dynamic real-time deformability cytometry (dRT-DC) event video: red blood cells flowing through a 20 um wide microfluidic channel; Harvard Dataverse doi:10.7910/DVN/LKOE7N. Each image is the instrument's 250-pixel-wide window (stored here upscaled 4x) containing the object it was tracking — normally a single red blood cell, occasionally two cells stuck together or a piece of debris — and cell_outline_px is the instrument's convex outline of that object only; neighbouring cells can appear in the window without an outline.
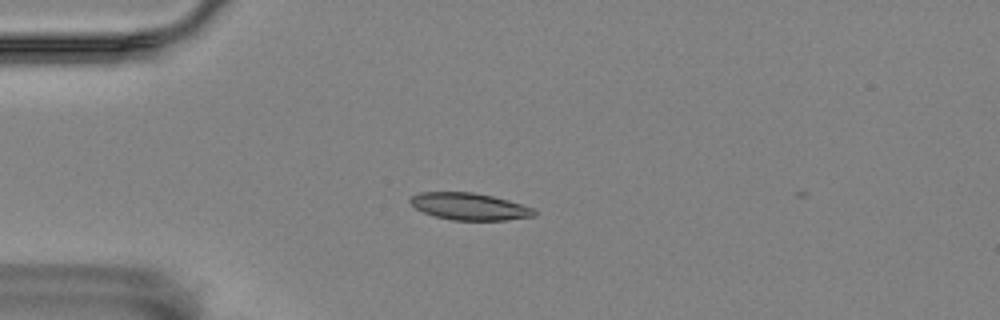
{"species": "Egyptian fruit bat (a non-hibernating species)", "species_latin": "Rousettus aegyptiacus", "temperature_condition": "room temperature", "stored_images_in_passage": 5, "camera_frame_rate_fps": 3000, "um_per_image_px": 0.085, "animal": {"sex": "female"}, "frame": {"image": 1, "passage_image": 4, "time_ms": 1.0, "image_size_px": [1000, 320], "cell_outline_px": [[536, 216], [504, 220], [452, 220], [436, 216], [424, 212], [416, 208], [408, 200], [412, 196], [420, 192], [472, 192], [492, 196], [508, 200], [532, 208], [536, 212]], "centroid_in_image_um": [39.9, 17.55], "position_along_channel_um": 45.1, "area_um2": 19.31}}